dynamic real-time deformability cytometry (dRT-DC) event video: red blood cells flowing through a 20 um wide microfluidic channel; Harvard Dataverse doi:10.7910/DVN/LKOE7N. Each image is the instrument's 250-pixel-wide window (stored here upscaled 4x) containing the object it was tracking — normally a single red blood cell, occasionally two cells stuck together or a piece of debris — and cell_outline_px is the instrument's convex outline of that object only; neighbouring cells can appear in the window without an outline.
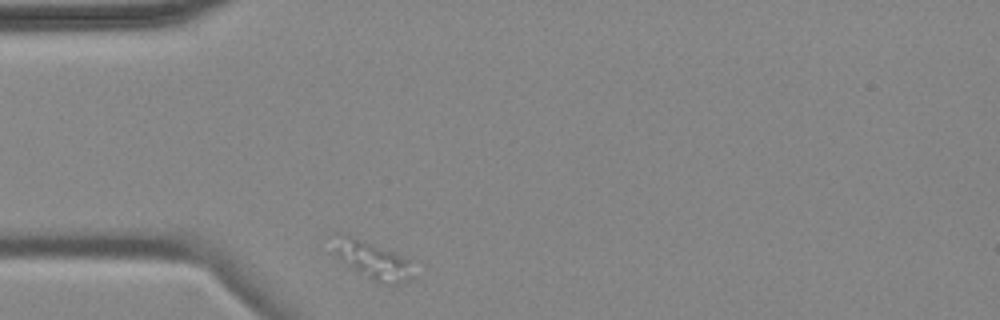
{"species": "common noctule bat (a hibernating species)", "species_latin": "Nyctalus noctula", "temperature_condition": "cold", "stored_images_in_passage": 1, "camera_frame_rate_fps": 3000, "um_per_image_px": 0.085, "animal": {"sex": "female", "body_mass_g": 18.4}, "frame": {"image": 1, "passage_image": 1, "time_ms": 0.0, "image_size_px": [1000, 320], "cell_outline_px": [[424, 264], [412, 276], [396, 280], [372, 280], [340, 256], [336, 252], [328, 236], [332, 232], [348, 232], [416, 260]], "centroid_in_image_um": [31.74, 21.91], "position_along_channel_um": 53.3, "area_um2": 17.92}}